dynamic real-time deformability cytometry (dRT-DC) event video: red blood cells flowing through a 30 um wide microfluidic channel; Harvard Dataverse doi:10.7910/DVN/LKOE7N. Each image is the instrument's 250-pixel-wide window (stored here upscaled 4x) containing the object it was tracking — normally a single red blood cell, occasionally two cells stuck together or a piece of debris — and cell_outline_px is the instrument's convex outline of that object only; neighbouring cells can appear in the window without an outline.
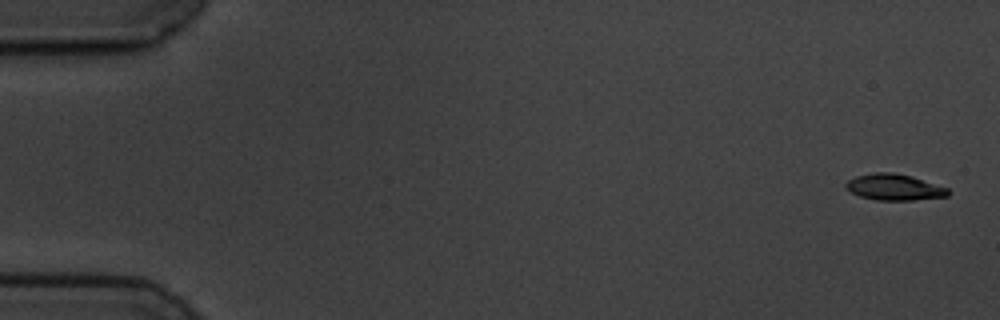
{"species": "common noctule bat (a hibernating species)", "species_latin": "Nyctalus noctula", "temperature_condition": "cold", "stored_images_in_passage": 6, "camera_frame_rate_fps": 3000, "um_per_image_px": 0.085, "animal": {"sex": "male", "body_mass_g": 19.5, "forearm_length_mm": 54.6}, "frame": {"image": 1, "passage_image": 1, "time_ms": 0.0, "image_size_px": [1000, 320], "cell_outline_px": [[948, 196], [912, 200], [876, 200], [860, 196], [844, 188], [844, 184], [848, 180], [856, 176], [876, 172], [892, 172], [912, 176], [948, 188]], "centroid_in_image_um": [75.98, 15.9], "position_along_channel_um": 9.0, "area_um2": 15.55}}